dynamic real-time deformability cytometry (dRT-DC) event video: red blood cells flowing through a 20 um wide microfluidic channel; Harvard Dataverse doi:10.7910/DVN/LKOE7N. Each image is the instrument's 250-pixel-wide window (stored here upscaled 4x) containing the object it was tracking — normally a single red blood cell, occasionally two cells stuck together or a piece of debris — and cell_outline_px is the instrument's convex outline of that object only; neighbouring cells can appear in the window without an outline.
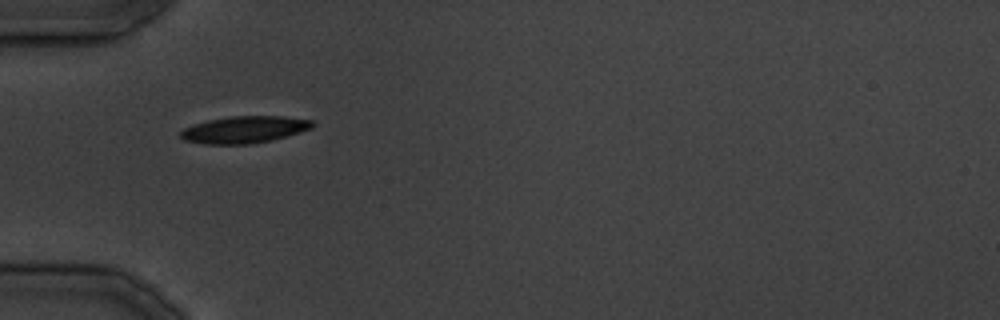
{"species": "common noctule bat (a hibernating species)", "species_latin": "Nyctalus noctula", "temperature_condition": "cold", "stored_images_in_passage": 25, "camera_frame_rate_fps": 3000, "um_per_image_px": 0.085, "animal": {"sex": "male", "body_mass_g": 19.5, "forearm_length_mm": 54.6}, "frame": {"image": 1, "passage_image": 1, "time_ms": 0.0, "image_size_px": [1000, 320], "cell_outline_px": [[316, 124], [312, 128], [300, 132], [272, 140], [252, 144], [204, 144], [184, 140], [180, 136], [180, 132], [184, 128], [192, 124], [208, 120], [228, 116], [284, 116], [316, 120]], "centroid_in_image_um": [20.8, 11.01], "position_along_channel_um": 64.2, "area_um2": 20.98}}
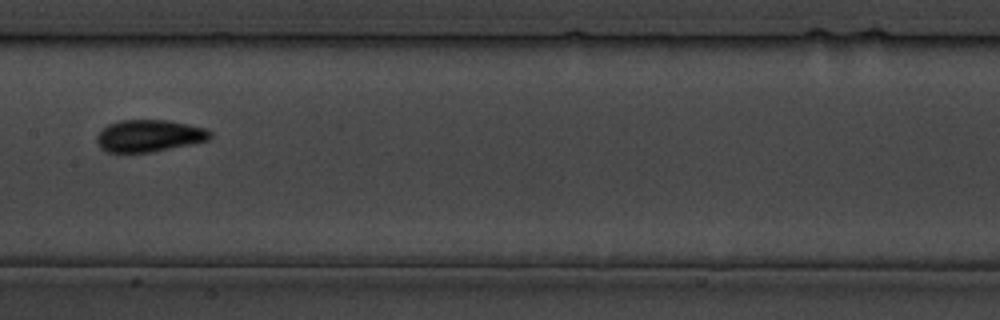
{"frame": {"image": 2, "passage_image": 8, "time_ms": 8.667, "image_size_px": [1000, 320], "cell_outline_px": [[212, 136], [208, 140], [152, 152], [108, 152], [100, 148], [96, 140], [96, 136], [108, 124], [120, 120], [168, 120], [188, 124], [204, 128], [212, 132]], "centroid_in_image_um": [12.67, 11.54], "position_along_channel_um": 194.7, "area_um2": 21.04}}
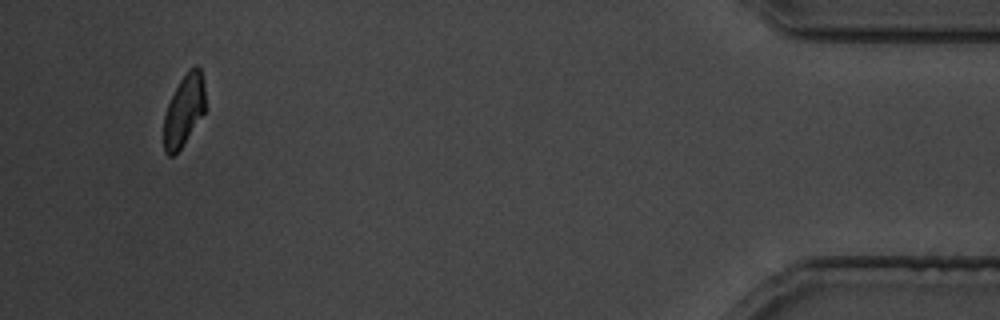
{"frame": {"image": 3, "passage_image": 23, "time_ms": 27.667, "image_size_px": [1000, 320], "cell_outline_px": [[204, 112], [180, 148], [172, 156], [168, 156], [164, 152], [164, 116], [168, 104], [180, 80], [188, 68], [196, 64], [200, 68], [204, 88]], "centroid_in_image_um": [15.62, 9.35], "position_along_channel_um": 419.6, "area_um2": 16.88}}